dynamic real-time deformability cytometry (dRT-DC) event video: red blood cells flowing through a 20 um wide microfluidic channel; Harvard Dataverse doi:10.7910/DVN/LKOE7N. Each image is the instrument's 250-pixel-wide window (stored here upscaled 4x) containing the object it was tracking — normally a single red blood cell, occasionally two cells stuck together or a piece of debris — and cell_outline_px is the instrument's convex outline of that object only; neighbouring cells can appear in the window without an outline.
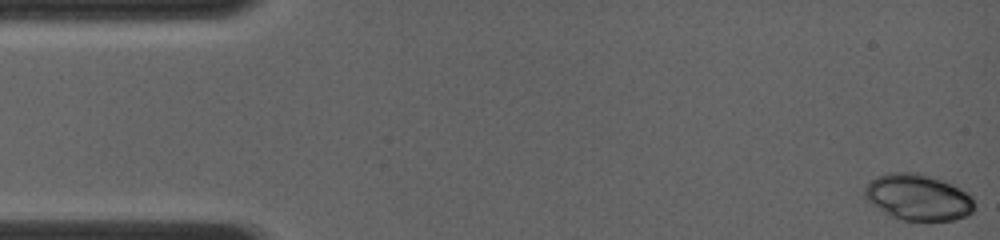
{"species": "common noctule bat (a hibernating species)", "species_latin": "Nyctalus noctula", "temperature_condition": "room temperature", "stored_images_in_passage": 11, "camera_frame_rate_fps": 4000, "um_per_image_px": 0.085, "animal": {"sex": "female", "body_mass_g": 19.0, "forearm_length_mm": 56.7}, "frame": {"image": 1, "passage_image": 1, "time_ms": 0.0, "image_size_px": [1000, 240], "cell_outline_px": [[976, 204], [972, 212], [968, 216], [952, 220], [900, 220], [892, 216], [868, 200], [864, 196], [864, 188], [868, 180], [876, 176], [888, 172], [920, 172], [936, 176], [960, 188], [972, 196]], "centroid_in_image_um": [78.06, 16.73], "position_along_channel_um": 6.9, "area_um2": 29.88}}
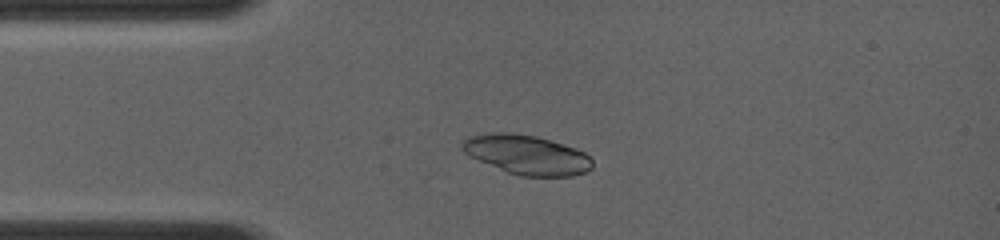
{"frame": {"image": 2, "passage_image": 10, "time_ms": 3.25, "image_size_px": [1000, 240], "cell_outline_px": [[592, 168], [584, 172], [572, 176], [520, 176], [508, 172], [468, 156], [460, 148], [460, 144], [468, 136], [496, 132], [508, 132], [536, 136], [576, 148], [584, 152], [592, 160]], "centroid_in_image_um": [44.75, 13.15], "position_along_channel_um": 40.3, "area_um2": 29.82}}